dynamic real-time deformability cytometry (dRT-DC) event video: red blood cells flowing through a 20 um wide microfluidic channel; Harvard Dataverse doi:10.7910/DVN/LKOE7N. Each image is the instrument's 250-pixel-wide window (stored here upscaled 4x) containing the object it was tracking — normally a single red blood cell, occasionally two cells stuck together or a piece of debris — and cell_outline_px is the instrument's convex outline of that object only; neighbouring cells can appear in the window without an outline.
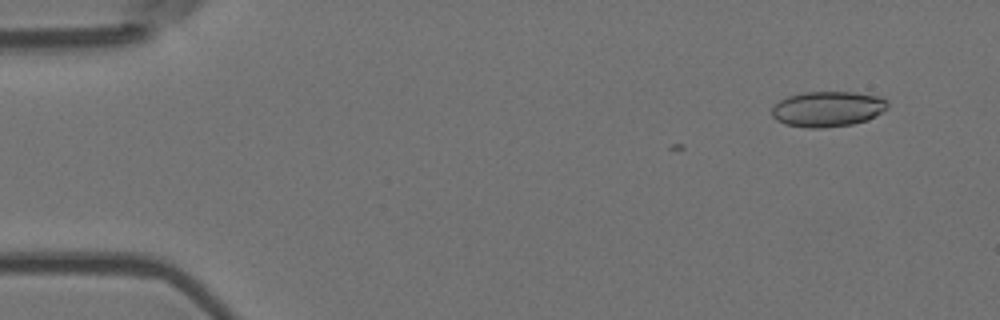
{"species": "Egyptian fruit bat (a non-hibernating species)", "species_latin": "Rousettus aegyptiacus", "temperature_condition": "room temperature", "stored_images_in_passage": 14, "camera_frame_rate_fps": 3000, "um_per_image_px": 0.085, "animal": {"sex": "female"}, "frame": {"image": 1, "passage_image": 2, "time_ms": 0.333, "image_size_px": [1000, 320], "cell_outline_px": [[888, 108], [876, 116], [868, 120], [852, 124], [824, 128], [808, 128], [784, 124], [776, 120], [772, 116], [772, 108], [780, 100], [788, 96], [804, 92], [856, 92], [880, 96], [888, 100]], "centroid_in_image_um": [70.38, 9.26], "position_along_channel_um": 14.6, "area_um2": 24.16}}